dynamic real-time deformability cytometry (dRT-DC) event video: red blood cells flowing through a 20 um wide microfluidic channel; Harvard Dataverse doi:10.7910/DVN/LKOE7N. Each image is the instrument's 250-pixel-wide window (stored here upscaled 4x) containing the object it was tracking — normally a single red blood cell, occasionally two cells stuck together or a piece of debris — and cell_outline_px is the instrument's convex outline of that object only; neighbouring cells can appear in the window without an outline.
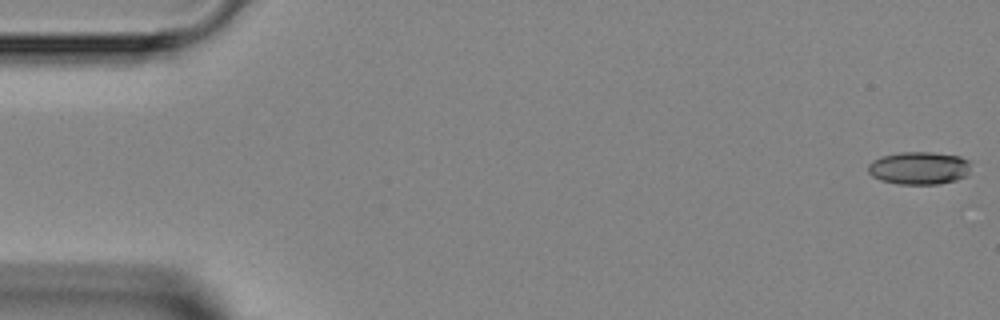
{"species": "Egyptian fruit bat (a non-hibernating species)", "species_latin": "Rousettus aegyptiacus", "temperature_condition": "room temperature", "stored_images_in_passage": 5, "camera_frame_rate_fps": 3000, "um_per_image_px": 0.085, "animal": {"sex": "female"}, "frame": {"image": 1, "passage_image": 1, "time_ms": 0.0, "image_size_px": [1000, 320], "cell_outline_px": [[968, 176], [956, 180], [940, 184], [896, 184], [880, 180], [872, 176], [868, 172], [868, 164], [872, 160], [880, 156], [900, 152], [932, 152], [960, 156], [968, 160]], "centroid_in_image_um": [78.09, 14.28], "position_along_channel_um": 6.9, "area_um2": 19.83}}
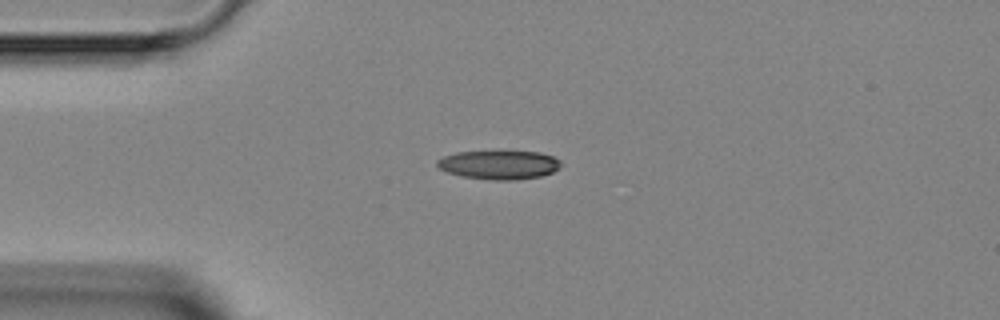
{"frame": {"image": 2, "passage_image": 4, "time_ms": 3.667, "image_size_px": [1000, 320], "cell_outline_px": [[560, 168], [552, 172], [540, 176], [512, 180], [488, 180], [460, 176], [448, 172], [440, 168], [436, 164], [436, 160], [444, 156], [456, 152], [540, 152], [552, 156], [560, 160]], "centroid_in_image_um": [42.41, 14.02], "position_along_channel_um": 42.6, "area_um2": 20.63}}